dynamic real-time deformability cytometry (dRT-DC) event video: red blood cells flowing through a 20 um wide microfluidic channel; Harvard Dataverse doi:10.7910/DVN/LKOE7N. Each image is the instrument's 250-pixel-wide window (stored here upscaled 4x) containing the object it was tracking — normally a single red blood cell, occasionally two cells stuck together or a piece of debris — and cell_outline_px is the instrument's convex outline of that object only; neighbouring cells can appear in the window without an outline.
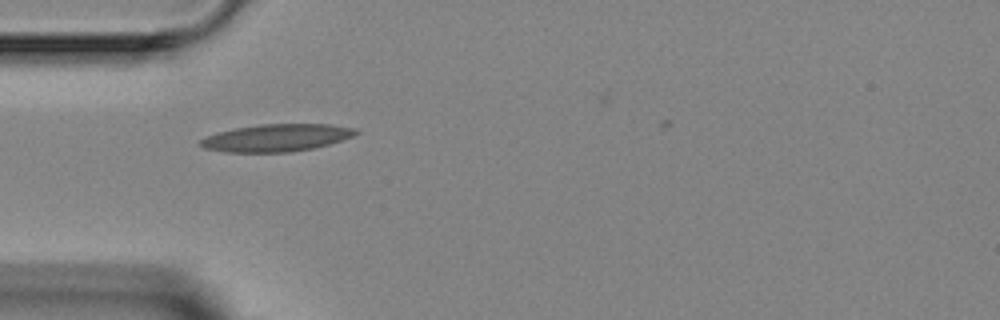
{"species": "Egyptian fruit bat (a non-hibernating species)", "species_latin": "Rousettus aegyptiacus", "temperature_condition": "room temperature", "stored_images_in_passage": 1, "camera_frame_rate_fps": 3000, "um_per_image_px": 0.085, "animal": {"sex": "female"}, "frame": {"image": 1, "passage_image": 1, "time_ms": 0.0, "image_size_px": [1000, 320], "cell_outline_px": [[360, 132], [352, 136], [328, 144], [312, 148], [292, 152], [224, 152], [204, 148], [200, 144], [200, 140], [216, 132], [236, 128], [260, 124], [332, 124], [356, 128]], "centroid_in_image_um": [23.51, 11.71], "position_along_channel_um": 61.5, "area_um2": 24.68}}